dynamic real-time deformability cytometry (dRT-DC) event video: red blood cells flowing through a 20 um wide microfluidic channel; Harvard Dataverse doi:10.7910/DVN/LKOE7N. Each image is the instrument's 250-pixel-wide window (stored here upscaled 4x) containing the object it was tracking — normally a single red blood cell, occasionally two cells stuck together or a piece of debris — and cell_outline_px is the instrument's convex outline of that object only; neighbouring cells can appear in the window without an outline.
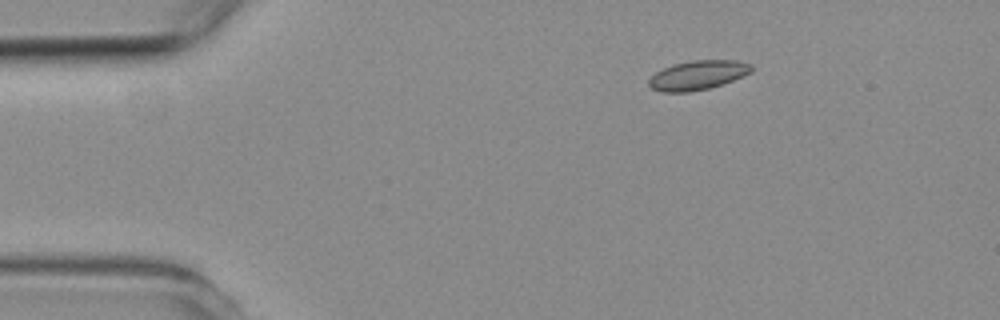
{"species": "common noctule bat (a hibernating species)", "species_latin": "Nyctalus noctula", "temperature_condition": "room temperature", "stored_images_in_passage": 5, "camera_frame_rate_fps": 3000, "um_per_image_px": 0.085, "animal": {"sex": "female", "body_mass_g": 19.3, "forearm_length_mm": 54.1}, "frame": {"image": 1, "passage_image": 3, "time_ms": 2.333, "image_size_px": [1000, 320], "cell_outline_px": [[752, 72], [744, 76], [708, 88], [688, 92], [660, 92], [652, 88], [648, 84], [648, 80], [656, 72], [672, 64], [692, 60], [736, 60], [752, 64]], "centroid_in_image_um": [59.31, 6.38], "position_along_channel_um": 25.7, "area_um2": 17.46}}
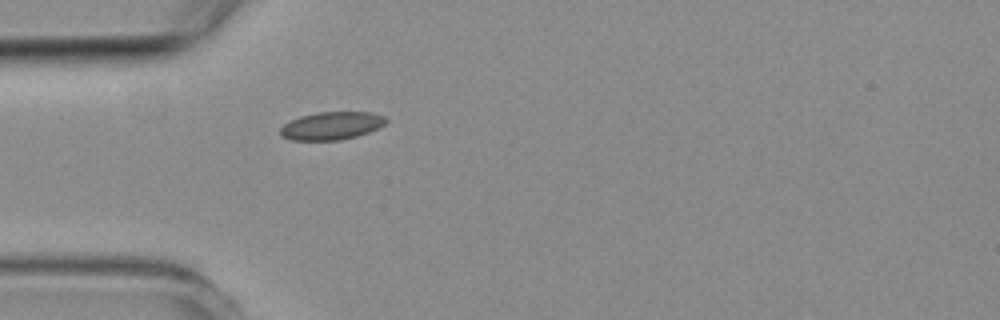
{"frame": {"image": 2, "passage_image": 5, "time_ms": 4.667, "image_size_px": [1000, 320], "cell_outline_px": [[388, 120], [384, 124], [368, 132], [356, 136], [340, 140], [292, 140], [280, 136], [280, 128], [284, 124], [300, 116], [316, 112], [372, 112], [384, 116]], "centroid_in_image_um": [28.16, 10.68], "position_along_channel_um": 56.8, "area_um2": 17.11}}